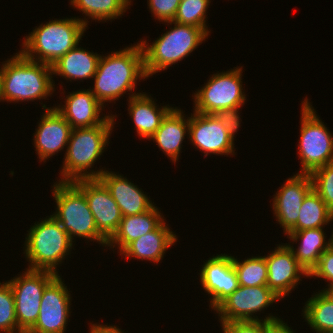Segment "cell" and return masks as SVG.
Instances as JSON below:
<instances>
[{"label": "cell", "mask_w": 333, "mask_h": 333, "mask_svg": "<svg viewBox=\"0 0 333 333\" xmlns=\"http://www.w3.org/2000/svg\"><path fill=\"white\" fill-rule=\"evenodd\" d=\"M155 205L148 211L131 216H123L116 232L107 241V249L119 248L121 253L131 242L137 240L142 235L155 230L165 219Z\"/></svg>", "instance_id": "obj_23"}, {"label": "cell", "mask_w": 333, "mask_h": 333, "mask_svg": "<svg viewBox=\"0 0 333 333\" xmlns=\"http://www.w3.org/2000/svg\"><path fill=\"white\" fill-rule=\"evenodd\" d=\"M148 8L159 22L173 21L180 0H147Z\"/></svg>", "instance_id": "obj_36"}, {"label": "cell", "mask_w": 333, "mask_h": 333, "mask_svg": "<svg viewBox=\"0 0 333 333\" xmlns=\"http://www.w3.org/2000/svg\"><path fill=\"white\" fill-rule=\"evenodd\" d=\"M268 267L267 286L281 299L300 284L301 275L308 277V273L296 260L291 247L287 243L277 244L275 249L265 255Z\"/></svg>", "instance_id": "obj_15"}, {"label": "cell", "mask_w": 333, "mask_h": 333, "mask_svg": "<svg viewBox=\"0 0 333 333\" xmlns=\"http://www.w3.org/2000/svg\"><path fill=\"white\" fill-rule=\"evenodd\" d=\"M2 63L3 101L43 100L55 92L50 65L32 61L20 51Z\"/></svg>", "instance_id": "obj_3"}, {"label": "cell", "mask_w": 333, "mask_h": 333, "mask_svg": "<svg viewBox=\"0 0 333 333\" xmlns=\"http://www.w3.org/2000/svg\"><path fill=\"white\" fill-rule=\"evenodd\" d=\"M52 196L56 202L53 217L73 241L74 237L97 241L106 247L107 240L98 232L84 193L73 182H55Z\"/></svg>", "instance_id": "obj_7"}, {"label": "cell", "mask_w": 333, "mask_h": 333, "mask_svg": "<svg viewBox=\"0 0 333 333\" xmlns=\"http://www.w3.org/2000/svg\"><path fill=\"white\" fill-rule=\"evenodd\" d=\"M132 0H70V5L82 11L84 18H78L88 27V18L97 22L109 21L122 17ZM87 17V18H86Z\"/></svg>", "instance_id": "obj_28"}, {"label": "cell", "mask_w": 333, "mask_h": 333, "mask_svg": "<svg viewBox=\"0 0 333 333\" xmlns=\"http://www.w3.org/2000/svg\"><path fill=\"white\" fill-rule=\"evenodd\" d=\"M306 97L301 106L300 139L298 156L301 171L298 173L311 174L314 170L333 161V134L322 122L311 102Z\"/></svg>", "instance_id": "obj_8"}, {"label": "cell", "mask_w": 333, "mask_h": 333, "mask_svg": "<svg viewBox=\"0 0 333 333\" xmlns=\"http://www.w3.org/2000/svg\"><path fill=\"white\" fill-rule=\"evenodd\" d=\"M322 278L325 282L328 281L329 284L327 288L323 291H327L331 286H333V245H331L320 257L317 265L309 273L308 278Z\"/></svg>", "instance_id": "obj_35"}, {"label": "cell", "mask_w": 333, "mask_h": 333, "mask_svg": "<svg viewBox=\"0 0 333 333\" xmlns=\"http://www.w3.org/2000/svg\"><path fill=\"white\" fill-rule=\"evenodd\" d=\"M78 46L79 44L51 65L52 75L61 76L69 81L82 80V82L83 79L94 77L101 55Z\"/></svg>", "instance_id": "obj_26"}, {"label": "cell", "mask_w": 333, "mask_h": 333, "mask_svg": "<svg viewBox=\"0 0 333 333\" xmlns=\"http://www.w3.org/2000/svg\"><path fill=\"white\" fill-rule=\"evenodd\" d=\"M269 333H296V331H293L285 321L277 323L270 331Z\"/></svg>", "instance_id": "obj_39"}, {"label": "cell", "mask_w": 333, "mask_h": 333, "mask_svg": "<svg viewBox=\"0 0 333 333\" xmlns=\"http://www.w3.org/2000/svg\"><path fill=\"white\" fill-rule=\"evenodd\" d=\"M24 333L16 320L13 291L8 281L0 282V333Z\"/></svg>", "instance_id": "obj_32"}, {"label": "cell", "mask_w": 333, "mask_h": 333, "mask_svg": "<svg viewBox=\"0 0 333 333\" xmlns=\"http://www.w3.org/2000/svg\"><path fill=\"white\" fill-rule=\"evenodd\" d=\"M223 333H269L277 324L267 321H230L221 322Z\"/></svg>", "instance_id": "obj_34"}, {"label": "cell", "mask_w": 333, "mask_h": 333, "mask_svg": "<svg viewBox=\"0 0 333 333\" xmlns=\"http://www.w3.org/2000/svg\"><path fill=\"white\" fill-rule=\"evenodd\" d=\"M73 183L84 193L97 230L108 241L123 217L116 201L99 179H80Z\"/></svg>", "instance_id": "obj_14"}, {"label": "cell", "mask_w": 333, "mask_h": 333, "mask_svg": "<svg viewBox=\"0 0 333 333\" xmlns=\"http://www.w3.org/2000/svg\"><path fill=\"white\" fill-rule=\"evenodd\" d=\"M233 267L240 286H267L268 267L264 256H252L239 261L233 256Z\"/></svg>", "instance_id": "obj_30"}, {"label": "cell", "mask_w": 333, "mask_h": 333, "mask_svg": "<svg viewBox=\"0 0 333 333\" xmlns=\"http://www.w3.org/2000/svg\"><path fill=\"white\" fill-rule=\"evenodd\" d=\"M241 107L237 108H228L219 110L214 115L216 118L224 125L225 129L228 131L229 135L235 139V134L241 124V119L239 116V110Z\"/></svg>", "instance_id": "obj_37"}, {"label": "cell", "mask_w": 333, "mask_h": 333, "mask_svg": "<svg viewBox=\"0 0 333 333\" xmlns=\"http://www.w3.org/2000/svg\"><path fill=\"white\" fill-rule=\"evenodd\" d=\"M242 66L212 74L192 99L194 112L214 114L219 110L242 107L246 101L242 88Z\"/></svg>", "instance_id": "obj_9"}, {"label": "cell", "mask_w": 333, "mask_h": 333, "mask_svg": "<svg viewBox=\"0 0 333 333\" xmlns=\"http://www.w3.org/2000/svg\"><path fill=\"white\" fill-rule=\"evenodd\" d=\"M324 228H311L301 231H289L286 235L291 242L301 241L298 248H294L293 243H287L298 261V263L309 274L317 265L321 255L332 245V236L327 240ZM289 236V237H288ZM327 241V242H326Z\"/></svg>", "instance_id": "obj_25"}, {"label": "cell", "mask_w": 333, "mask_h": 333, "mask_svg": "<svg viewBox=\"0 0 333 333\" xmlns=\"http://www.w3.org/2000/svg\"><path fill=\"white\" fill-rule=\"evenodd\" d=\"M90 332L89 333H124V331H122V329L118 328L115 325H102V324H98V323H90ZM126 333V332H125Z\"/></svg>", "instance_id": "obj_38"}, {"label": "cell", "mask_w": 333, "mask_h": 333, "mask_svg": "<svg viewBox=\"0 0 333 333\" xmlns=\"http://www.w3.org/2000/svg\"><path fill=\"white\" fill-rule=\"evenodd\" d=\"M42 107L45 112L35 129L33 142L37 158L40 162H46L59 151H64L69 142L72 127L55 107H46L45 104Z\"/></svg>", "instance_id": "obj_18"}, {"label": "cell", "mask_w": 333, "mask_h": 333, "mask_svg": "<svg viewBox=\"0 0 333 333\" xmlns=\"http://www.w3.org/2000/svg\"><path fill=\"white\" fill-rule=\"evenodd\" d=\"M116 114L101 125L72 129L66 146L65 157L60 169L59 182H74L80 179H98L103 171H94V163L101 157L109 145V137L114 128ZM93 166V167H92ZM92 170H91V169Z\"/></svg>", "instance_id": "obj_2"}, {"label": "cell", "mask_w": 333, "mask_h": 333, "mask_svg": "<svg viewBox=\"0 0 333 333\" xmlns=\"http://www.w3.org/2000/svg\"><path fill=\"white\" fill-rule=\"evenodd\" d=\"M303 318L316 333H333V298L322 289L303 306Z\"/></svg>", "instance_id": "obj_27"}, {"label": "cell", "mask_w": 333, "mask_h": 333, "mask_svg": "<svg viewBox=\"0 0 333 333\" xmlns=\"http://www.w3.org/2000/svg\"><path fill=\"white\" fill-rule=\"evenodd\" d=\"M333 298V286L326 291Z\"/></svg>", "instance_id": "obj_41"}, {"label": "cell", "mask_w": 333, "mask_h": 333, "mask_svg": "<svg viewBox=\"0 0 333 333\" xmlns=\"http://www.w3.org/2000/svg\"><path fill=\"white\" fill-rule=\"evenodd\" d=\"M217 254L212 256L200 269V283L204 291L210 294L209 307L214 310L224 299L239 287L233 256Z\"/></svg>", "instance_id": "obj_16"}, {"label": "cell", "mask_w": 333, "mask_h": 333, "mask_svg": "<svg viewBox=\"0 0 333 333\" xmlns=\"http://www.w3.org/2000/svg\"><path fill=\"white\" fill-rule=\"evenodd\" d=\"M188 138L193 146L208 155H235V144L214 114L191 113Z\"/></svg>", "instance_id": "obj_13"}, {"label": "cell", "mask_w": 333, "mask_h": 333, "mask_svg": "<svg viewBox=\"0 0 333 333\" xmlns=\"http://www.w3.org/2000/svg\"><path fill=\"white\" fill-rule=\"evenodd\" d=\"M128 101V113L135 124L134 130L140 138L150 139L157 131L166 115L174 108L163 105L160 108L151 95L146 92L130 97Z\"/></svg>", "instance_id": "obj_24"}, {"label": "cell", "mask_w": 333, "mask_h": 333, "mask_svg": "<svg viewBox=\"0 0 333 333\" xmlns=\"http://www.w3.org/2000/svg\"><path fill=\"white\" fill-rule=\"evenodd\" d=\"M144 68V55L140 43L100 56L94 80L90 90L97 100L104 106L105 102H115L126 92L129 98L141 92L136 89L137 80L147 79Z\"/></svg>", "instance_id": "obj_1"}, {"label": "cell", "mask_w": 333, "mask_h": 333, "mask_svg": "<svg viewBox=\"0 0 333 333\" xmlns=\"http://www.w3.org/2000/svg\"><path fill=\"white\" fill-rule=\"evenodd\" d=\"M59 274L46 286L35 324L26 333H65L71 315V294Z\"/></svg>", "instance_id": "obj_12"}, {"label": "cell", "mask_w": 333, "mask_h": 333, "mask_svg": "<svg viewBox=\"0 0 333 333\" xmlns=\"http://www.w3.org/2000/svg\"><path fill=\"white\" fill-rule=\"evenodd\" d=\"M177 235L170 230L165 220L153 231L131 242L119 255L126 258L160 262L166 250L177 242Z\"/></svg>", "instance_id": "obj_21"}, {"label": "cell", "mask_w": 333, "mask_h": 333, "mask_svg": "<svg viewBox=\"0 0 333 333\" xmlns=\"http://www.w3.org/2000/svg\"><path fill=\"white\" fill-rule=\"evenodd\" d=\"M86 29L78 17L41 23L25 37L20 52L32 61L51 66L80 43Z\"/></svg>", "instance_id": "obj_4"}, {"label": "cell", "mask_w": 333, "mask_h": 333, "mask_svg": "<svg viewBox=\"0 0 333 333\" xmlns=\"http://www.w3.org/2000/svg\"><path fill=\"white\" fill-rule=\"evenodd\" d=\"M210 2V0L180 1L173 22L201 28L207 35H210L211 31L208 30L206 24V11L209 8Z\"/></svg>", "instance_id": "obj_31"}, {"label": "cell", "mask_w": 333, "mask_h": 333, "mask_svg": "<svg viewBox=\"0 0 333 333\" xmlns=\"http://www.w3.org/2000/svg\"><path fill=\"white\" fill-rule=\"evenodd\" d=\"M280 299L268 286L247 287L240 286L224 299L213 311L218 314L219 322L230 321H267L279 323L283 320L273 315H266L259 319L257 312L262 310ZM256 315V316H255Z\"/></svg>", "instance_id": "obj_10"}, {"label": "cell", "mask_w": 333, "mask_h": 333, "mask_svg": "<svg viewBox=\"0 0 333 333\" xmlns=\"http://www.w3.org/2000/svg\"><path fill=\"white\" fill-rule=\"evenodd\" d=\"M17 275L8 282L13 291L17 326L26 333L38 319L44 289L57 274L26 268L24 273Z\"/></svg>", "instance_id": "obj_11"}, {"label": "cell", "mask_w": 333, "mask_h": 333, "mask_svg": "<svg viewBox=\"0 0 333 333\" xmlns=\"http://www.w3.org/2000/svg\"><path fill=\"white\" fill-rule=\"evenodd\" d=\"M332 221L333 212L312 188L302 202L296 225L290 231L321 228L331 224Z\"/></svg>", "instance_id": "obj_29"}, {"label": "cell", "mask_w": 333, "mask_h": 333, "mask_svg": "<svg viewBox=\"0 0 333 333\" xmlns=\"http://www.w3.org/2000/svg\"><path fill=\"white\" fill-rule=\"evenodd\" d=\"M189 122L190 117L184 116L183 110L175 107L166 115L157 131L149 139L157 143L159 149L174 164L179 159L183 140L186 134H189Z\"/></svg>", "instance_id": "obj_22"}, {"label": "cell", "mask_w": 333, "mask_h": 333, "mask_svg": "<svg viewBox=\"0 0 333 333\" xmlns=\"http://www.w3.org/2000/svg\"><path fill=\"white\" fill-rule=\"evenodd\" d=\"M47 217L35 222L27 231L23 254L29 262L28 269L46 270L58 275L57 267L71 254L75 241L70 239L53 215Z\"/></svg>", "instance_id": "obj_5"}, {"label": "cell", "mask_w": 333, "mask_h": 333, "mask_svg": "<svg viewBox=\"0 0 333 333\" xmlns=\"http://www.w3.org/2000/svg\"><path fill=\"white\" fill-rule=\"evenodd\" d=\"M165 23L174 24V27L164 32L151 45L144 39L138 41L143 50L147 77L167 70L171 65L189 56L203 41H206V38L208 39V35L201 28L173 21Z\"/></svg>", "instance_id": "obj_6"}, {"label": "cell", "mask_w": 333, "mask_h": 333, "mask_svg": "<svg viewBox=\"0 0 333 333\" xmlns=\"http://www.w3.org/2000/svg\"><path fill=\"white\" fill-rule=\"evenodd\" d=\"M310 175L313 189L333 212V161L314 170Z\"/></svg>", "instance_id": "obj_33"}, {"label": "cell", "mask_w": 333, "mask_h": 333, "mask_svg": "<svg viewBox=\"0 0 333 333\" xmlns=\"http://www.w3.org/2000/svg\"><path fill=\"white\" fill-rule=\"evenodd\" d=\"M98 179L109 190L111 196L119 206L123 216L144 213L154 206V202L135 185L119 172L105 170Z\"/></svg>", "instance_id": "obj_20"}, {"label": "cell", "mask_w": 333, "mask_h": 333, "mask_svg": "<svg viewBox=\"0 0 333 333\" xmlns=\"http://www.w3.org/2000/svg\"><path fill=\"white\" fill-rule=\"evenodd\" d=\"M65 104L54 106L71 125L72 129L88 128L103 124L111 115H100L104 106L97 100L90 89L69 92Z\"/></svg>", "instance_id": "obj_19"}, {"label": "cell", "mask_w": 333, "mask_h": 333, "mask_svg": "<svg viewBox=\"0 0 333 333\" xmlns=\"http://www.w3.org/2000/svg\"><path fill=\"white\" fill-rule=\"evenodd\" d=\"M312 188L310 174L296 173L275 193L271 208L285 235L296 225L302 202Z\"/></svg>", "instance_id": "obj_17"}, {"label": "cell", "mask_w": 333, "mask_h": 333, "mask_svg": "<svg viewBox=\"0 0 333 333\" xmlns=\"http://www.w3.org/2000/svg\"><path fill=\"white\" fill-rule=\"evenodd\" d=\"M2 88H3V78H2V66H1L0 67V102L3 101Z\"/></svg>", "instance_id": "obj_40"}]
</instances>
